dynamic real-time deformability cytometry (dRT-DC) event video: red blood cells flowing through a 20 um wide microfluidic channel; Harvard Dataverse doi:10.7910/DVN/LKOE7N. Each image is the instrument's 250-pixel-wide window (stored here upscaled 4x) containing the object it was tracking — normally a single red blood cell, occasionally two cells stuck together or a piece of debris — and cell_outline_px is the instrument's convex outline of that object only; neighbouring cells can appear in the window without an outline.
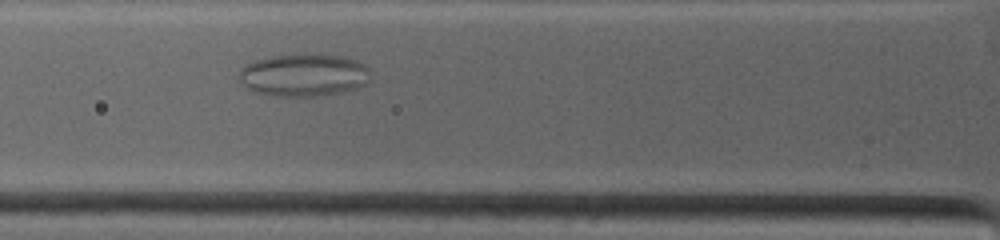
{"species": "common noctule bat (a hibernating species)", "species_latin": "Nyctalus noctula", "temperature_condition": "warm", "stored_images_in_passage": 16, "camera_frame_rate_fps": 4500, "um_per_image_px": 0.085, "animal": {"sex": "female", "body_mass_g": 19.0, "forearm_length_mm": 53.3}, "frame": {"image": 1, "passage_image": 10, "time_ms": 2.889, "image_size_px": [1000, 240], "cell_outline_px": [[372, 72], [368, 80], [364, 84], [340, 92], [316, 96], [280, 96], [256, 92], [248, 88], [236, 76], [240, 68], [244, 64], [256, 60], [272, 56], [308, 52], [340, 56], [356, 60], [364, 64]], "centroid_in_image_um": [25.79, 6.34], "position_along_channel_um": 100.0, "area_um2": 32.89}}
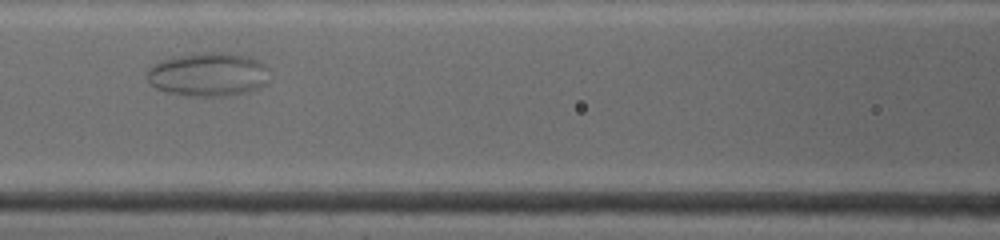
{"frame": {"image": 2, "passage_image": 14, "time_ms": 4.222, "image_size_px": [1000, 240], "cell_outline_px": [[264, 84], [256, 88], [224, 96], [192, 96], [168, 92], [156, 88], [148, 84], [148, 68], [152, 64], [176, 56], [200, 52], [228, 52], [248, 56], [264, 64]], "centroid_in_image_um": [17.6, 6.31], "position_along_channel_um": 149.0, "area_um2": 30.58}}